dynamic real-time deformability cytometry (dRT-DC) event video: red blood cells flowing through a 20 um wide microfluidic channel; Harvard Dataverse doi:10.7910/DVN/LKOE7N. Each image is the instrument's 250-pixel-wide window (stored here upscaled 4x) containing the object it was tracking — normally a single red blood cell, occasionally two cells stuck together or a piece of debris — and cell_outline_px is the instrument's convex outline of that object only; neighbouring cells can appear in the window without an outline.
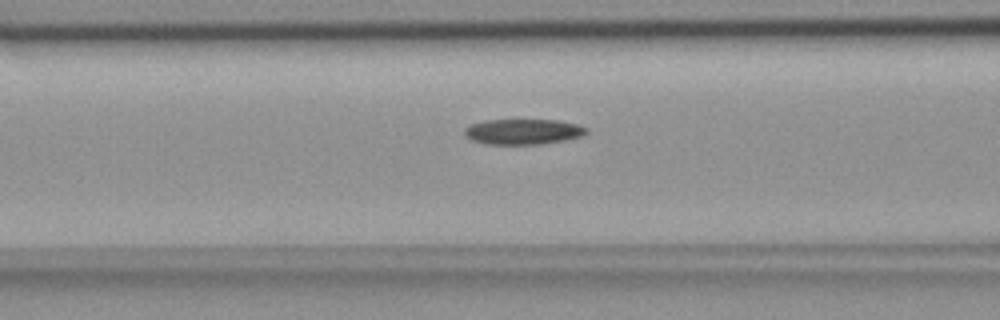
{"species": "common noctule bat (a hibernating species)", "species_latin": "Nyctalus noctula", "temperature_condition": "room temperature", "stored_images_in_passage": 53, "camera_frame_rate_fps": 3000, "um_per_image_px": 0.085, "animal": {"sex": "female", "body_mass_g": 18.4}, "frame": {"image": 1, "passage_image": 22, "time_ms": 7.0, "image_size_px": [1000, 320], "cell_outline_px": [[588, 132], [584, 136], [564, 140], [540, 144], [484, 144], [472, 140], [464, 136], [464, 128], [472, 124], [484, 120], [560, 120], [576, 124], [588, 128]], "centroid_in_image_um": [44.47, 11.19], "position_along_channel_um": 122.1, "area_um2": 18.21}}
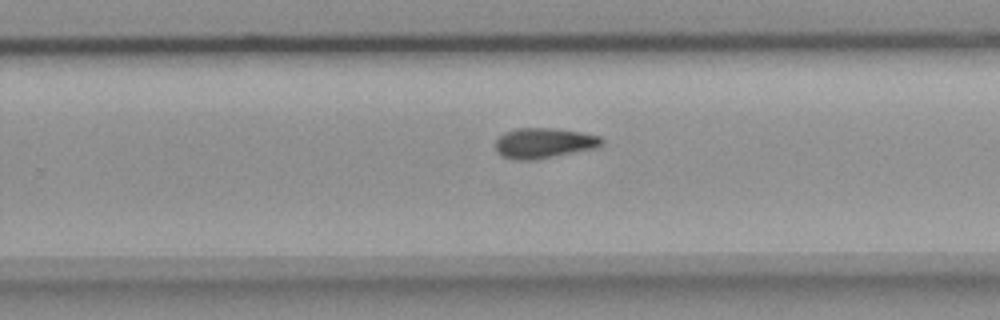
{"frame": {"image": 2, "passage_image": 35, "time_ms": 11.333, "image_size_px": [1000, 320], "cell_outline_px": [[604, 144], [596, 148], [552, 156], [528, 160], [520, 160], [500, 156], [496, 152], [496, 140], [504, 132], [516, 128], [556, 128], [580, 132], [600, 136], [604, 140]], "centroid_in_image_um": [46.23, 12.14], "position_along_channel_um": 283.6, "area_um2": 18.67}}
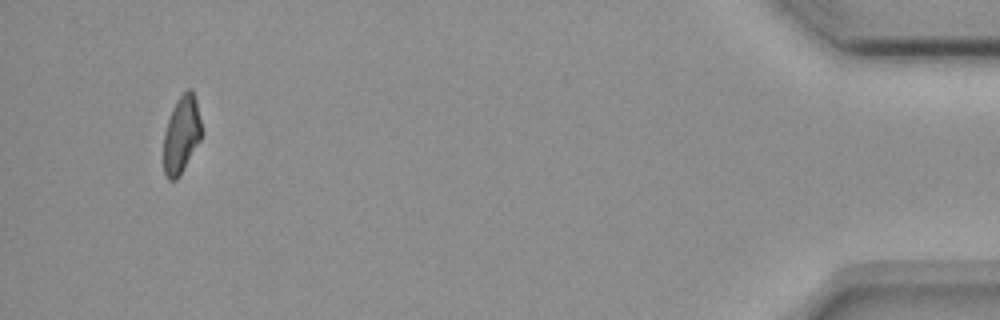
{"frame": {"image": 3, "passage_image": 52, "time_ms": 17.0, "image_size_px": [1000, 320], "cell_outline_px": [[204, 132], [200, 140], [180, 176], [176, 180], [168, 180], [164, 172], [164, 132], [172, 108], [176, 100], [188, 88], [192, 88], [196, 100]], "centroid_in_image_um": [15.44, 11.43], "position_along_channel_um": 419.8, "area_um2": 17.34}}